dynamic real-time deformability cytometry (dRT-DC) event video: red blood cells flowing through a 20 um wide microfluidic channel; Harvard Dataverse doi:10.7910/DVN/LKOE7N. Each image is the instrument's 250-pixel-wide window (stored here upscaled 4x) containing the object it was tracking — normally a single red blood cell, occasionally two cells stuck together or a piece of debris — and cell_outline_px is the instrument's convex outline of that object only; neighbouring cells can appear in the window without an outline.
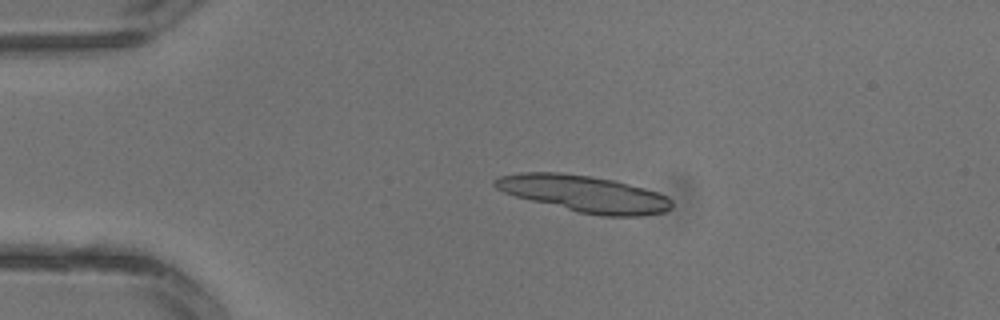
{"species": "common noctule bat (a hibernating species)", "species_latin": "Nyctalus noctula", "temperature_condition": "warm", "stored_images_in_passage": 1, "camera_frame_rate_fps": 3000, "um_per_image_px": 0.085, "animal": {"sex": "male", "body_mass_g": 13.3}, "frame": {"image": 1, "passage_image": 1, "time_ms": 0.0, "image_size_px": [1000, 320], "cell_outline_px": [[672, 208], [664, 212], [640, 216], [600, 216], [580, 212], [516, 196], [504, 192], [496, 188], [492, 184], [492, 180], [500, 176], [520, 172], [560, 172], [616, 180], [644, 188], [668, 196], [672, 200]], "centroid_in_image_um": [49.67, 16.46], "position_along_channel_um": 35.3, "area_um2": 37.51}}